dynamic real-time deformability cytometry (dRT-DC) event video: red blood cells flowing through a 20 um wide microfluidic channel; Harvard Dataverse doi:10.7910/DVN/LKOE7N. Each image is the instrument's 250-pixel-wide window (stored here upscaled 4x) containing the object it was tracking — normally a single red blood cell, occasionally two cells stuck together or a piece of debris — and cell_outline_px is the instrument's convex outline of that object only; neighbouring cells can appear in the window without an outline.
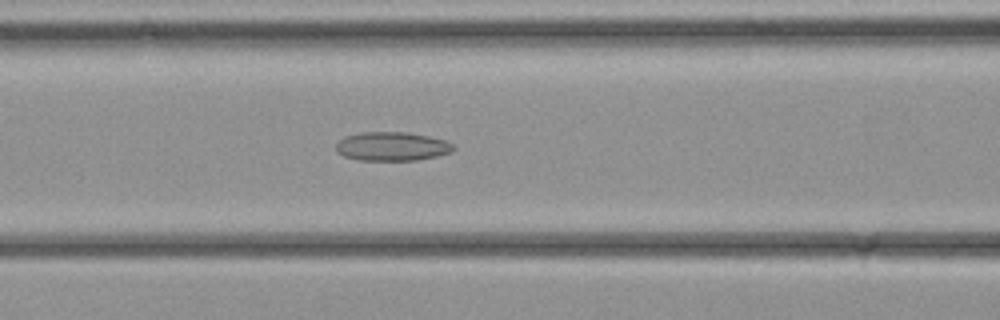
{"species": "common noctule bat (a hibernating species)", "species_latin": "Nyctalus noctula", "temperature_condition": "cold", "stored_images_in_passage": 33, "camera_frame_rate_fps": 3000, "um_per_image_px": 0.085, "animal": {"sex": "female", "body_mass_g": 21.9}, "frame": {"image": 1, "passage_image": 13, "time_ms": 4.0, "image_size_px": [1000, 320], "cell_outline_px": [[456, 148], [452, 152], [436, 156], [416, 160], [356, 160], [344, 156], [336, 152], [336, 144], [344, 136], [360, 132], [408, 132], [448, 140]], "centroid_in_image_um": [33.32, 12.44], "position_along_channel_um": 133.3, "area_um2": 19.94}}
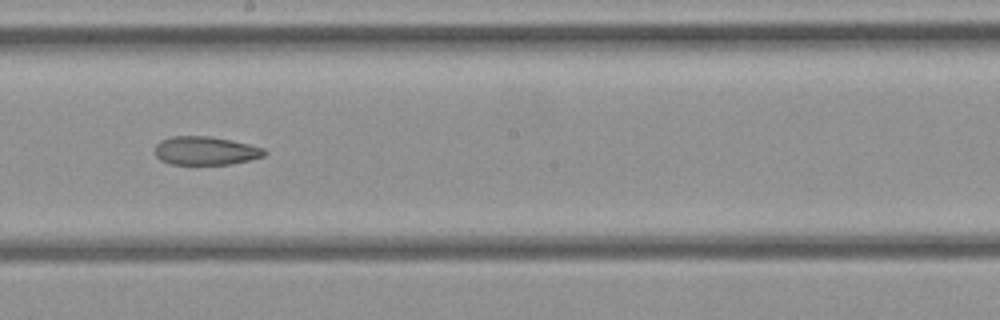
{"frame": {"image": 2, "passage_image": 18, "time_ms": 5.667, "image_size_px": [1000, 320], "cell_outline_px": [[268, 152], [264, 156], [232, 164], [172, 164], [160, 160], [156, 156], [156, 144], [160, 140], [172, 136], [212, 136], [232, 140], [264, 148]], "centroid_in_image_um": [17.48, 12.8], "position_along_channel_um": 230.7, "area_um2": 18.21}}
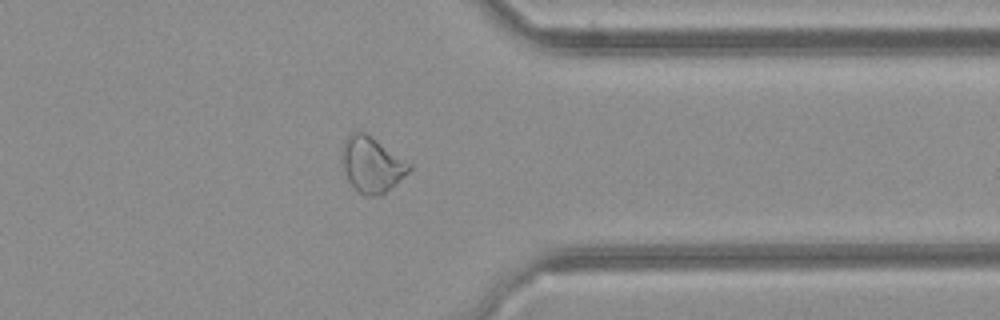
{"frame": {"image": 3, "passage_image": 26, "time_ms": 8.333, "image_size_px": [1000, 320], "cell_outline_px": [[412, 168], [408, 172], [380, 196], [364, 196], [348, 180], [340, 156], [340, 152], [344, 140], [352, 132], [364, 132], [412, 164]], "centroid_in_image_um": [31.57, 13.98], "position_along_channel_um": 379.8, "area_um2": 21.39}}